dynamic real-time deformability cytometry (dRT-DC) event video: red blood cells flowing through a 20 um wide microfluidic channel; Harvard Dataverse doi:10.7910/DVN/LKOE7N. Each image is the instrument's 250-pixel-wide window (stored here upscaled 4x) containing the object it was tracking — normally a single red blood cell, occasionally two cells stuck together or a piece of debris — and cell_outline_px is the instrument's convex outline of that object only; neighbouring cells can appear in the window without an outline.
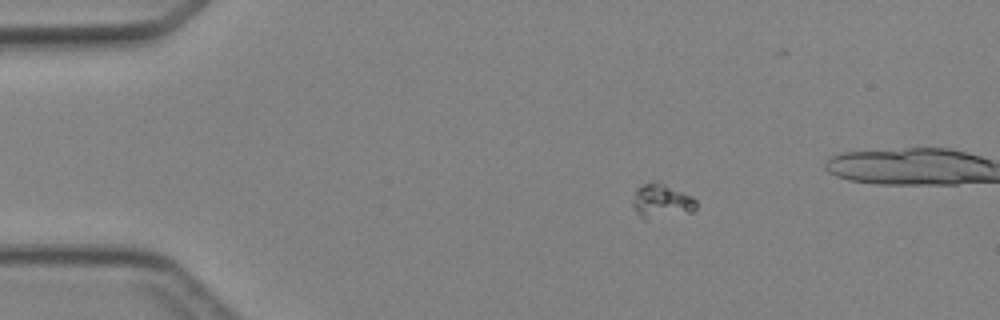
{"species": "Egyptian fruit bat (a non-hibernating species)", "species_latin": "Rousettus aegyptiacus", "temperature_condition": "cold", "stored_images_in_passage": 4, "camera_frame_rate_fps": 3000, "um_per_image_px": 0.085, "animal": {"sex": "female"}, "frame": {"image": 1, "passage_image": 2, "time_ms": 1.333, "image_size_px": [1000, 320], "cell_outline_px": [[696, 208], [692, 212], [648, 220], [644, 220], [636, 212], [632, 204], [632, 200], [636, 188], [644, 184], [656, 180], [692, 196], [696, 200]], "centroid_in_image_um": [56.21, 17.1], "position_along_channel_um": 28.8, "area_um2": 12.83}}